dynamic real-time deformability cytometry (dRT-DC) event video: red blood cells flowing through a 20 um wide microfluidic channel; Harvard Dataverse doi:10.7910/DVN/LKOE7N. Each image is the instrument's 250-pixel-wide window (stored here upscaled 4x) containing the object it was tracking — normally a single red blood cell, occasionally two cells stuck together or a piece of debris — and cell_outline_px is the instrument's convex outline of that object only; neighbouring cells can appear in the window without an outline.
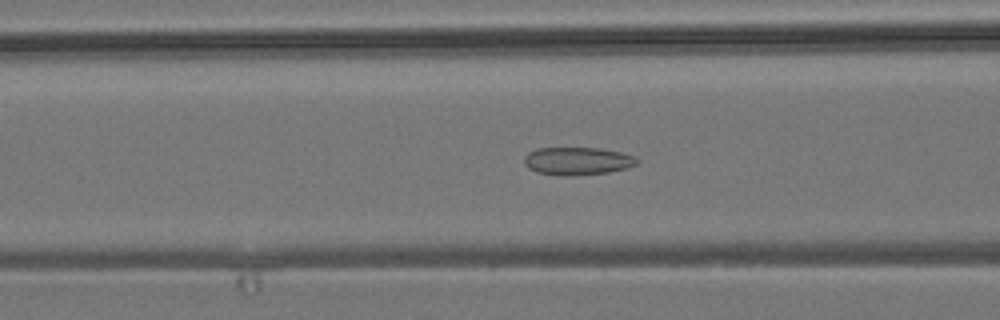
{"species": "common noctule bat (a hibernating species)", "species_latin": "Nyctalus noctula", "temperature_condition": "room temperature", "stored_images_in_passage": 53, "camera_frame_rate_fps": 3000, "um_per_image_px": 0.085, "animal": {"sex": "male", "body_mass_g": 19.2, "forearm_length_mm": 51.8}, "frame": {"image": 1, "passage_image": 20, "time_ms": 6.333, "image_size_px": [1000, 320], "cell_outline_px": [[640, 160], [636, 164], [628, 168], [608, 172], [568, 176], [560, 176], [536, 172], [528, 168], [524, 164], [524, 156], [528, 152], [536, 148], [600, 148], [620, 152], [632, 156]], "centroid_in_image_um": [49.04, 13.69], "position_along_channel_um": 117.6, "area_um2": 18.38}}
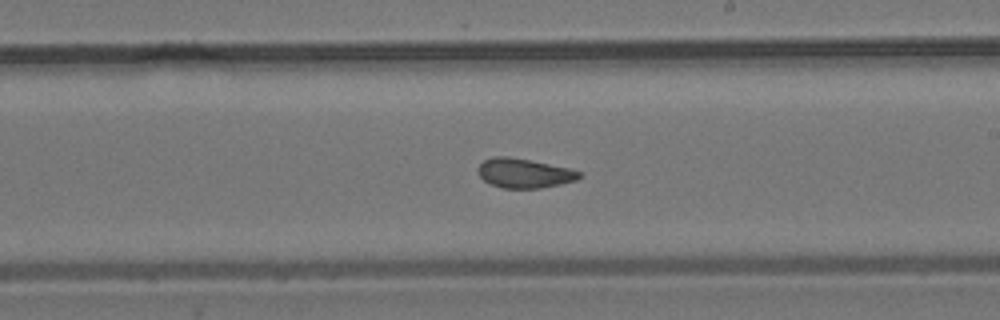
{"frame": {"image": 2, "passage_image": 30, "time_ms": 9.667, "image_size_px": [1000, 320], "cell_outline_px": [[580, 176], [576, 180], [560, 184], [540, 188], [504, 188], [492, 184], [484, 180], [480, 176], [476, 168], [484, 160], [496, 156], [508, 156], [568, 168], [580, 172]], "centroid_in_image_um": [44.52, 14.72], "position_along_channel_um": 244.5, "area_um2": 17.05}}
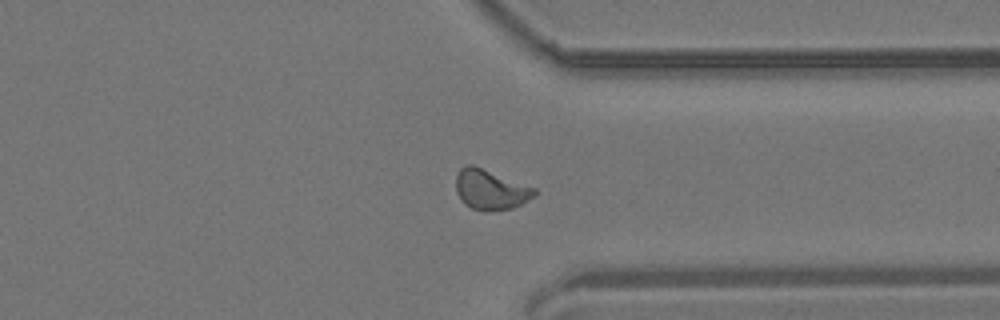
{"frame": {"image": 3, "passage_image": 40, "time_ms": 13.0, "image_size_px": [1000, 320], "cell_outline_px": [[536, 192], [532, 196], [520, 204], [512, 208], [484, 212], [472, 208], [464, 204], [460, 200], [456, 192], [456, 176], [460, 168], [468, 164], [472, 164], [536, 188]], "centroid_in_image_um": [41.64, 16.12], "position_along_channel_um": 369.8, "area_um2": 18.26}, "authors_computed_cell_mechanics": {"area_um2": 17.9758, "velocity_mm_per_s": 3.8142, "shape_relaxation_time_tau1_ms": null, "shape_relaxation_time_tau2_ms": 1.2441, "deformation_change_tau1": null, "deformation_change_tau2": 0.0689}}